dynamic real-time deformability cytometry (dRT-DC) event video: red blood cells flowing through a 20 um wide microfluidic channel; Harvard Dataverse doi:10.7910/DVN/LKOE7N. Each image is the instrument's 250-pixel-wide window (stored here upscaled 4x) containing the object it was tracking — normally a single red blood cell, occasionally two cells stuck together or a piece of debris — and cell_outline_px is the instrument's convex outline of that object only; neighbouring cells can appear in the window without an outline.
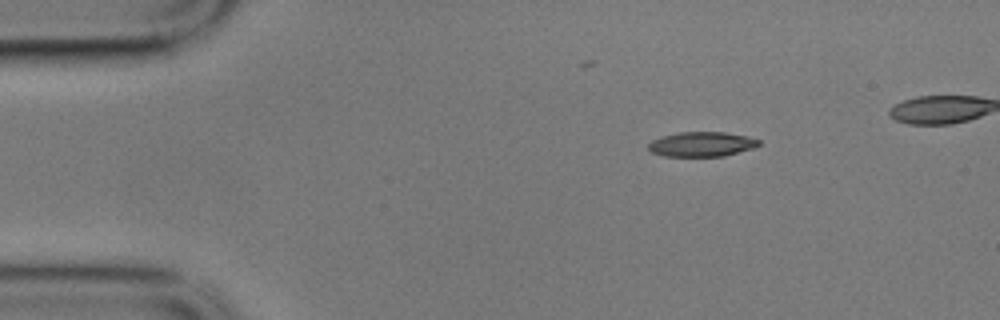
{"species": "common noctule bat (a hibernating species)", "species_latin": "Nyctalus noctula", "temperature_condition": "cold", "stored_images_in_passage": 6, "camera_frame_rate_fps": 3000, "um_per_image_px": 0.085, "animal": {"sex": "male", "body_mass_g": 17.9}, "frame": {"image": 1, "passage_image": 3, "time_ms": 0.667, "image_size_px": [1000, 320], "cell_outline_px": [[760, 144], [752, 148], [724, 156], [664, 156], [652, 152], [648, 148], [648, 144], [652, 140], [660, 136], [680, 132], [724, 132], [748, 136], [760, 140]], "centroid_in_image_um": [59.63, 12.25], "position_along_channel_um": 25.4, "area_um2": 15.9}}